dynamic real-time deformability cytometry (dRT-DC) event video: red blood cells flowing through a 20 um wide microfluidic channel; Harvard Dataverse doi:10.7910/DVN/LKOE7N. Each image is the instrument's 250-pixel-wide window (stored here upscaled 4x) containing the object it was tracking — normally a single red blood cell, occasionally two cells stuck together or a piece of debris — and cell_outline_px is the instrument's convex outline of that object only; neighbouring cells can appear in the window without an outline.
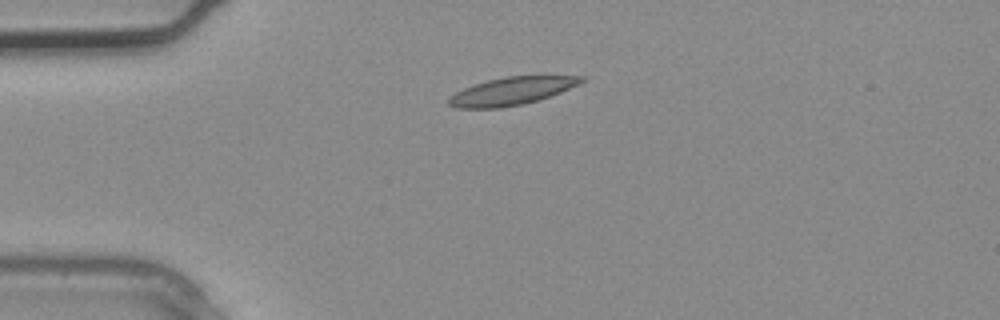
{"species": "common noctule bat (a hibernating species)", "species_latin": "Nyctalus noctula", "temperature_condition": "warm", "stored_images_in_passage": 1, "camera_frame_rate_fps": 3000, "um_per_image_px": 0.085, "animal": {"sex": "male", "body_mass_g": 20.4}, "frame": {"image": 1, "passage_image": 1, "time_ms": 0.0, "image_size_px": [1000, 320], "cell_outline_px": [[588, 80], [580, 84], [560, 92], [524, 104], [500, 108], [456, 108], [448, 104], [448, 96], [464, 88], [488, 80], [508, 76], [540, 72], [588, 76]], "centroid_in_image_um": [43.65, 7.67], "position_along_channel_um": 41.3, "area_um2": 22.54}}